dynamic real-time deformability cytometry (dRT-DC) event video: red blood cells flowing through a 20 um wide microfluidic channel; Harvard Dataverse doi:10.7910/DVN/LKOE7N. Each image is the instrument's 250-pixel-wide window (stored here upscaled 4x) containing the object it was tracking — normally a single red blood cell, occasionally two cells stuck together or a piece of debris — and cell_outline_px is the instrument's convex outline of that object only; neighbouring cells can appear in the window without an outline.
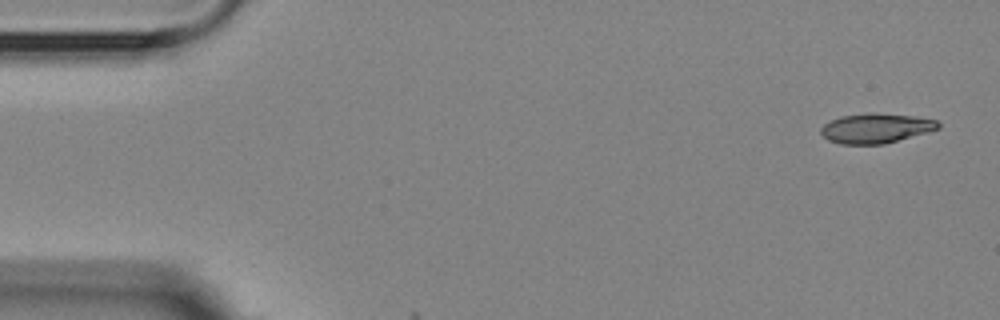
{"species": "Egyptian fruit bat (a non-hibernating species)", "species_latin": "Rousettus aegyptiacus", "temperature_condition": "room temperature", "stored_images_in_passage": 8, "camera_frame_rate_fps": 3000, "um_per_image_px": 0.085, "animal": {"sex": "female"}, "frame": {"image": 1, "passage_image": 1, "time_ms": 0.0, "image_size_px": [1000, 320], "cell_outline_px": [[940, 128], [884, 144], [840, 144], [828, 140], [820, 132], [820, 128], [824, 124], [840, 116], [868, 112], [872, 112], [912, 116], [936, 120], [940, 124]], "centroid_in_image_um": [74.41, 10.89], "position_along_channel_um": 10.6, "area_um2": 20.23}}
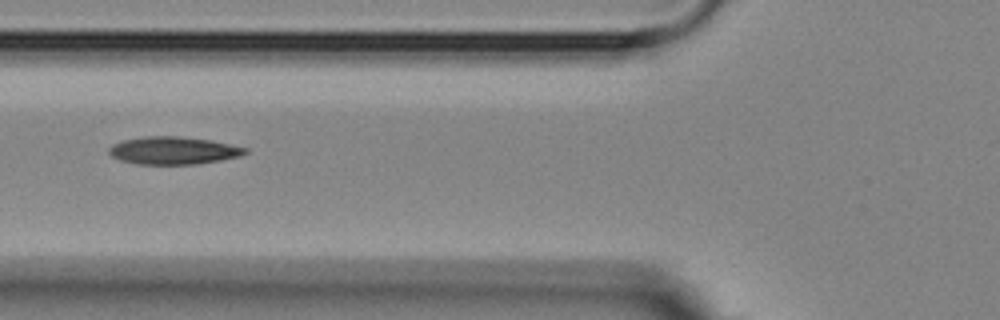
{"frame": {"image": 2, "passage_image": 6, "time_ms": 6.0, "image_size_px": [1000, 320], "cell_outline_px": [[248, 152], [240, 156], [220, 160], [196, 164], [136, 164], [120, 160], [112, 156], [108, 152], [108, 148], [112, 144], [124, 140], [144, 136], [176, 136], [212, 140], [248, 148]], "centroid_in_image_um": [14.73, 12.79], "position_along_channel_um": 111.1, "area_um2": 21.96}}
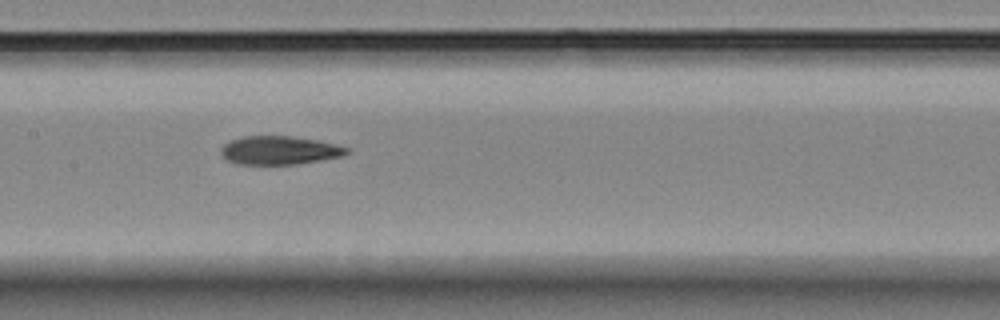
{"frame": {"image": 3, "passage_image": 8, "time_ms": 8.0, "image_size_px": [1000, 320], "cell_outline_px": [[348, 152], [344, 156], [296, 164], [240, 164], [228, 160], [220, 152], [220, 148], [228, 140], [244, 136], [292, 136], [316, 140], [348, 148]], "centroid_in_image_um": [23.71, 12.77], "position_along_channel_um": 183.7, "area_um2": 20.69}}